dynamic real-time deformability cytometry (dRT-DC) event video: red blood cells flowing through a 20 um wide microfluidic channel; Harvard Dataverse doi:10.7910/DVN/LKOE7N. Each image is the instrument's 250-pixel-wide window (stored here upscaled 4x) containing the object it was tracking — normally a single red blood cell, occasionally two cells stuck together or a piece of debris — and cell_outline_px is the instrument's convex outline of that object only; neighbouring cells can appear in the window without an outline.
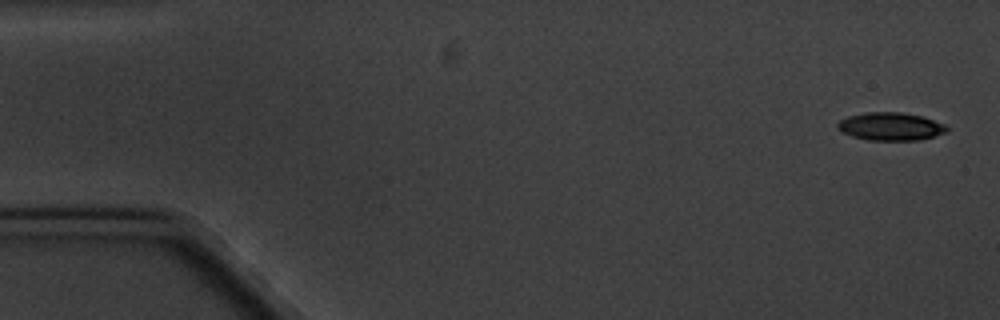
{"species": "common noctule bat (a hibernating species)", "species_latin": "Nyctalus noctula", "temperature_condition": "cold", "stored_images_in_passage": 7, "camera_frame_rate_fps": 3000, "um_per_image_px": 0.085, "animal": {"sex": "male", "body_mass_g": 20.1, "forearm_length_mm": 53.5}, "frame": {"image": 1, "passage_image": 1, "time_ms": 0.0, "image_size_px": [1000, 320], "cell_outline_px": [[948, 132], [920, 140], [868, 140], [852, 136], [840, 132], [836, 128], [836, 124], [840, 120], [848, 116], [868, 112], [900, 112], [924, 116], [944, 124], [948, 128]], "centroid_in_image_um": [75.69, 10.75], "position_along_channel_um": 9.3, "area_um2": 17.98}}
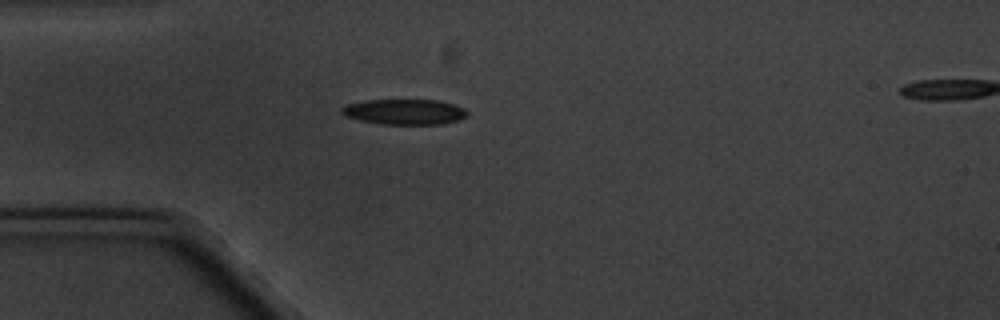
{"frame": {"image": 2, "passage_image": 5, "time_ms": 4.667, "image_size_px": [1000, 320], "cell_outline_px": [[468, 116], [456, 120], [440, 124], [380, 124], [360, 120], [344, 116], [340, 112], [340, 108], [344, 104], [364, 100], [440, 100], [456, 104], [464, 108], [468, 112]], "centroid_in_image_um": [34.35, 9.49], "position_along_channel_um": 50.7, "area_um2": 18.84}}